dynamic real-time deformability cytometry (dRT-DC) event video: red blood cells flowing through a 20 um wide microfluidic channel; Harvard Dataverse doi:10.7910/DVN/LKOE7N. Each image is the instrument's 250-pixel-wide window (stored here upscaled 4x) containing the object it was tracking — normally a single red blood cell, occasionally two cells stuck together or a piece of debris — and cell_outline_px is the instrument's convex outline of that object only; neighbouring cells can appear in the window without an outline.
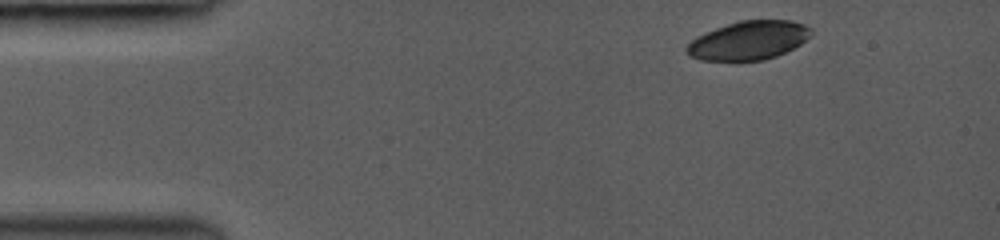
{"species": "common noctule bat (a hibernating species)", "species_latin": "Nyctalus noctula", "temperature_condition": "room temperature", "stored_images_in_passage": 4, "camera_frame_rate_fps": 3000, "um_per_image_px": 0.085, "animal": {"sex": "female", "body_mass_g": 19.0, "forearm_length_mm": 53.3}, "frame": {"image": 1, "passage_image": 1, "time_ms": 0.0, "image_size_px": [1000, 240], "cell_outline_px": [[812, 32], [800, 44], [776, 56], [764, 60], [700, 60], [688, 56], [684, 48], [696, 36], [716, 28], [740, 20], [792, 20], [804, 24], [812, 28]], "centroid_in_image_um": [63.6, 3.43], "position_along_channel_um": 21.4, "area_um2": 27.92}}
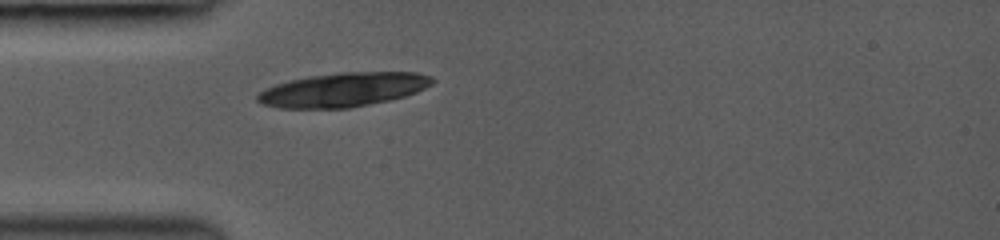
{"frame": {"image": 2, "passage_image": 4, "time_ms": 2.667, "image_size_px": [1000, 240], "cell_outline_px": [[436, 80], [432, 84], [416, 92], [404, 96], [388, 100], [348, 108], [280, 108], [260, 104], [256, 100], [256, 96], [264, 88], [288, 80], [308, 76], [340, 72], [416, 72], [432, 76]], "centroid_in_image_um": [29.14, 7.61], "position_along_channel_um": 55.9, "area_um2": 34.8}}